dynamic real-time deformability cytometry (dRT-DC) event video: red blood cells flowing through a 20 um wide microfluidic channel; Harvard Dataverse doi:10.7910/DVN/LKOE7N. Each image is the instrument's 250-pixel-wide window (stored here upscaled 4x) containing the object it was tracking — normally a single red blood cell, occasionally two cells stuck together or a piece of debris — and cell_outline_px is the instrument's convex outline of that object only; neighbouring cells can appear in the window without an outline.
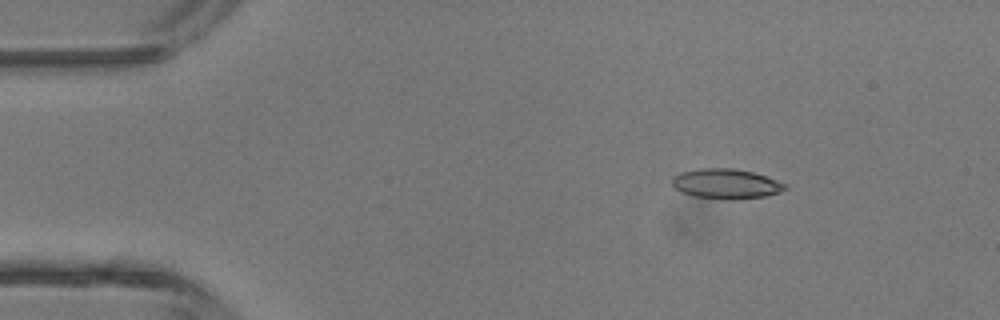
{"species": "common noctule bat (a hibernating species)", "species_latin": "Nyctalus noctula", "temperature_condition": "room temperature", "stored_images_in_passage": 3, "camera_frame_rate_fps": 3000, "um_per_image_px": 0.085, "animal": {"sex": "male", "body_mass_g": 13.3}, "frame": {"image": 1, "passage_image": 1, "time_ms": 0.0, "image_size_px": [1000, 320], "cell_outline_px": [[788, 188], [780, 192], [764, 196], [732, 200], [724, 200], [692, 196], [680, 192], [672, 184], [672, 176], [680, 172], [700, 168], [732, 168], [752, 172], [788, 184]], "centroid_in_image_um": [61.69, 15.63], "position_along_channel_um": 23.3, "area_um2": 19.88}}
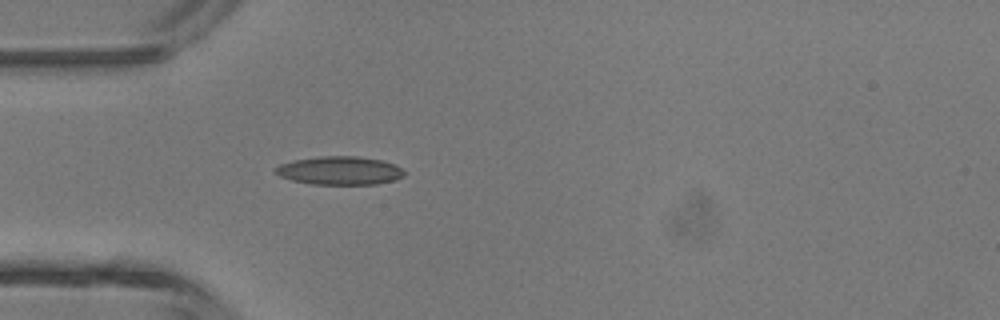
{"frame": {"image": 2, "passage_image": 3, "time_ms": 0.667, "image_size_px": [1000, 320], "cell_outline_px": [[404, 176], [396, 180], [376, 184], [312, 184], [292, 180], [280, 176], [276, 172], [276, 168], [280, 164], [296, 160], [320, 156], [356, 156], [380, 160], [392, 164], [400, 168], [404, 172]], "centroid_in_image_um": [28.89, 14.5], "position_along_channel_um": 56.1, "area_um2": 20.98}}